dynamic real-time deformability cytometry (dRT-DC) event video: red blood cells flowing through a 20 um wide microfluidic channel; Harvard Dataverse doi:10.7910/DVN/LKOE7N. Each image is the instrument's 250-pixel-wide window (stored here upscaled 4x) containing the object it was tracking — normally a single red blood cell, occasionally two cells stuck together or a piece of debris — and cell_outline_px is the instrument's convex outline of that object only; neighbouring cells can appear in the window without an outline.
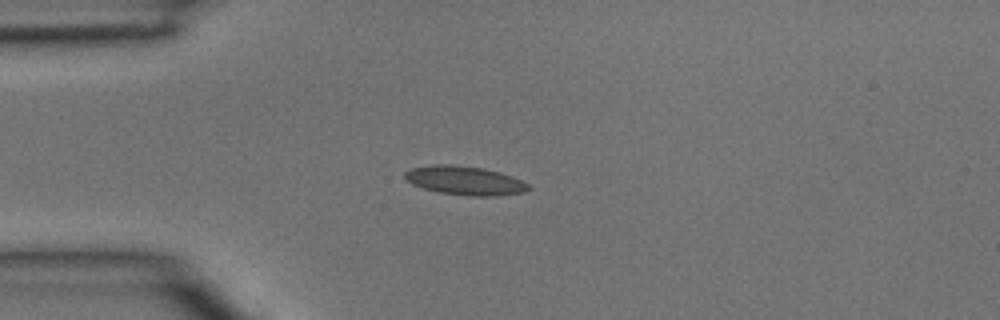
{"species": "common noctule bat (a hibernating species)", "species_latin": "Nyctalus noctula", "temperature_condition": "room temperature", "stored_images_in_passage": 3, "camera_frame_rate_fps": 3000, "um_per_image_px": 0.085, "animal": {"sex": "male", "body_mass_g": 15.6}, "frame": {"image": 1, "passage_image": 2, "time_ms": 0.333, "image_size_px": [1000, 320], "cell_outline_px": [[532, 188], [524, 192], [496, 196], [468, 196], [436, 192], [412, 184], [404, 176], [404, 172], [412, 168], [436, 164], [452, 164], [480, 168], [500, 172], [512, 176], [528, 184]], "centroid_in_image_um": [39.52, 15.35], "position_along_channel_um": 45.5, "area_um2": 20.75}}